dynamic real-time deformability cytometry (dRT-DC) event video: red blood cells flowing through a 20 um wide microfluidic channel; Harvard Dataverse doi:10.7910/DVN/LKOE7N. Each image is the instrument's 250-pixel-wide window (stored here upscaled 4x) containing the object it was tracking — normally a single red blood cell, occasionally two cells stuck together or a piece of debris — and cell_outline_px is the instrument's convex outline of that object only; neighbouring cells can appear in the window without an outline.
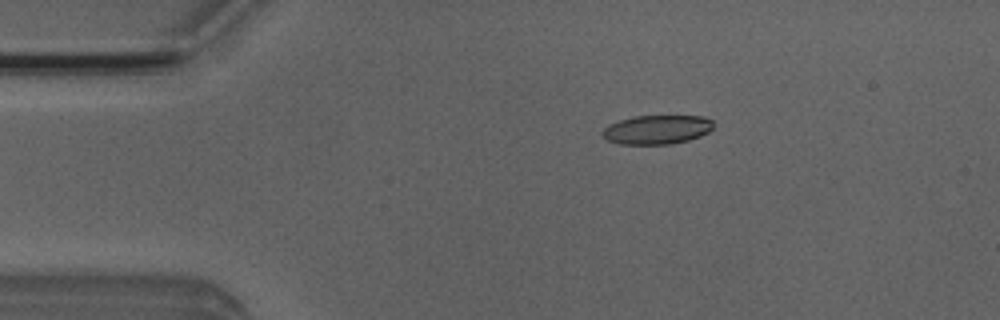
{"species": "Egyptian fruit bat (a non-hibernating species)", "species_latin": "Rousettus aegyptiacus", "temperature_condition": "room temperature", "stored_images_in_passage": 6, "camera_frame_rate_fps": 3000, "um_per_image_px": 0.085, "animal": {"sex": "male"}, "frame": {"image": 1, "passage_image": 3, "time_ms": 2.667, "image_size_px": [1000, 320], "cell_outline_px": [[712, 128], [708, 132], [700, 136], [688, 140], [668, 144], [620, 144], [608, 140], [600, 132], [608, 124], [620, 120], [636, 116], [704, 116], [712, 120]], "centroid_in_image_um": [55.82, 11.01], "position_along_channel_um": 29.2, "area_um2": 18.67}}